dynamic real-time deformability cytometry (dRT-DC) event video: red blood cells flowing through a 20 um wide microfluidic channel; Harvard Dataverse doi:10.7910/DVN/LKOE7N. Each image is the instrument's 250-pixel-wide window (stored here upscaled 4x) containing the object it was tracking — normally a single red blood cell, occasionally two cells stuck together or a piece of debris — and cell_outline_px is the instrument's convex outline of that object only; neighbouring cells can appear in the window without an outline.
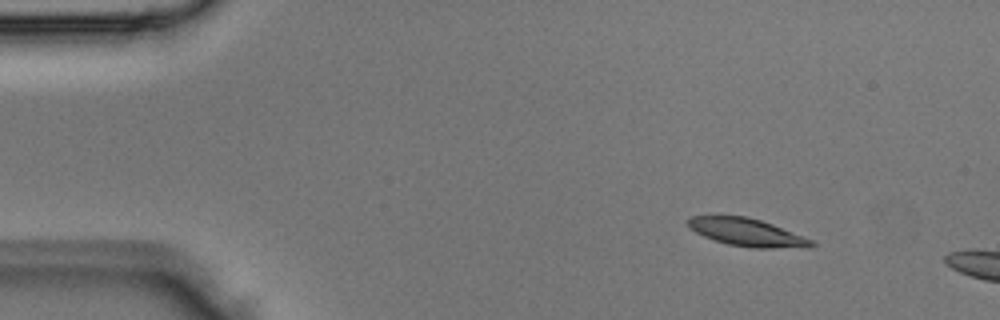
{"species": "Egyptian fruit bat (a non-hibernating species)", "species_latin": "Rousettus aegyptiacus", "temperature_condition": "room temperature", "stored_images_in_passage": 3, "camera_frame_rate_fps": 3000, "um_per_image_px": 0.085, "animal": {"sex": "male"}, "frame": {"image": 1, "passage_image": 2, "time_ms": 0.333, "image_size_px": [1000, 320], "cell_outline_px": [[816, 244], [812, 248], [752, 248], [728, 244], [704, 236], [696, 232], [688, 224], [688, 216], [748, 216], [772, 224], [812, 240]], "centroid_in_image_um": [63.54, 19.76], "position_along_channel_um": 21.5, "area_um2": 19.77}}